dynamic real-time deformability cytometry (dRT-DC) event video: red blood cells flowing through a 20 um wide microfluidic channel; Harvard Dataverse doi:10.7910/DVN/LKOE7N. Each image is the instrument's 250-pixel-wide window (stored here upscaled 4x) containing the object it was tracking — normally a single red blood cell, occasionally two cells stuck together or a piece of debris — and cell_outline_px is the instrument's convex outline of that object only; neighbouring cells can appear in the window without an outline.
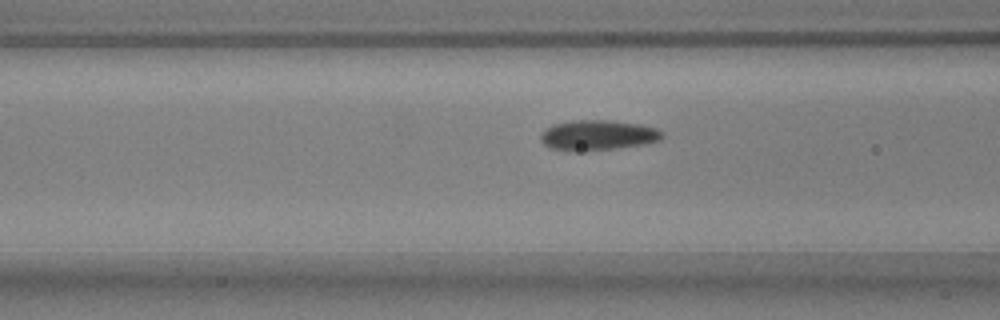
{"species": "common noctule bat (a hibernating species)", "species_latin": "Nyctalus noctula", "temperature_condition": "warm", "stored_images_in_passage": 33, "camera_frame_rate_fps": 3000, "um_per_image_px": 0.085, "animal": {"sex": "male", "body_mass_g": 17.9, "forearm_length_mm": 54.2}, "frame": {"image": 1, "passage_image": 10, "time_ms": 3.0, "image_size_px": [1000, 320], "cell_outline_px": [[664, 136], [660, 140], [644, 144], [616, 148], [548, 148], [540, 140], [540, 132], [552, 124], [572, 120], [608, 120], [640, 124], [656, 128], [664, 132]], "centroid_in_image_um": [50.85, 11.44], "position_along_channel_um": 115.8, "area_um2": 20.75}}
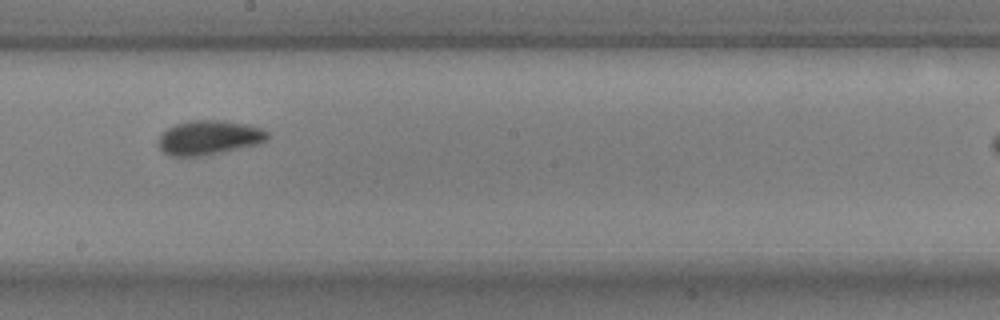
{"frame": {"image": 2, "passage_image": 19, "time_ms": 6.0, "image_size_px": [1000, 320], "cell_outline_px": [[272, 136], [268, 140], [260, 144], [224, 152], [204, 156], [168, 156], [156, 144], [156, 140], [168, 128], [176, 124], [192, 120], [220, 120], [248, 124], [260, 128], [268, 132]], "centroid_in_image_um": [17.79, 11.71], "position_along_channel_um": 230.4, "area_um2": 22.25}}
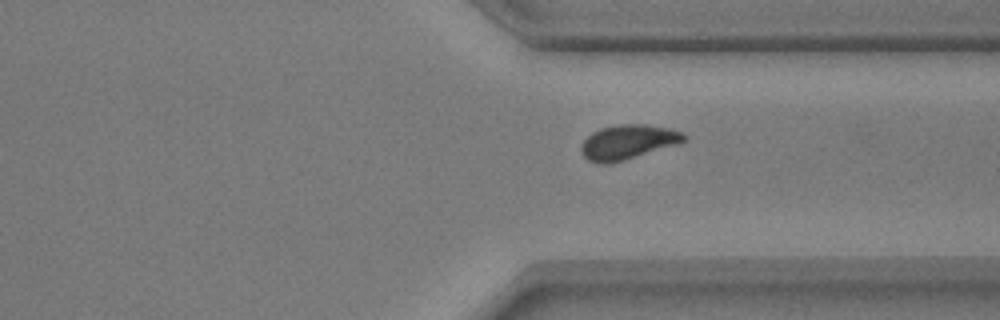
{"frame": {"image": 3, "passage_image": 29, "time_ms": 9.333, "image_size_px": [1000, 320], "cell_outline_px": [[688, 140], [680, 144], [624, 160], [608, 164], [596, 164], [588, 160], [584, 156], [580, 148], [580, 144], [592, 132], [600, 128], [620, 124], [644, 124], [668, 128], [684, 132], [688, 136]], "centroid_in_image_um": [53.41, 12.08], "position_along_channel_um": 358.0, "area_um2": 21.04}}